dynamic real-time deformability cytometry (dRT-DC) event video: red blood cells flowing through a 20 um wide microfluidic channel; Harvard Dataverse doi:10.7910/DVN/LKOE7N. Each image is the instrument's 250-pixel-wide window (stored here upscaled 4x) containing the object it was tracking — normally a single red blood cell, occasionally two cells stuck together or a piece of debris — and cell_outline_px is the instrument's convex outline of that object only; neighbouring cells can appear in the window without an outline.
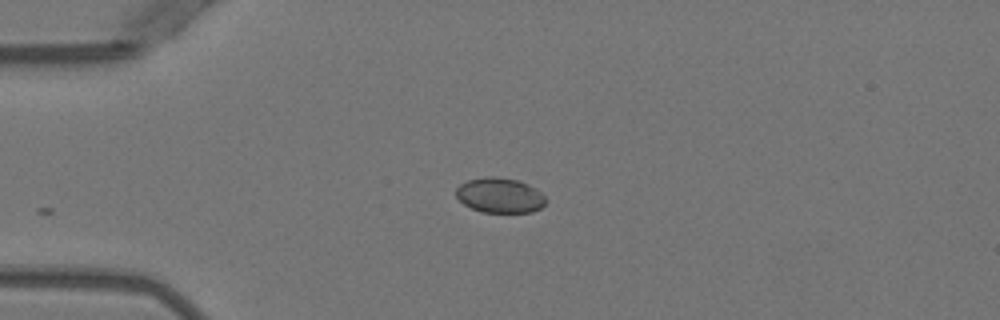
{"species": "Egyptian fruit bat (a non-hibernating species)", "species_latin": "Rousettus aegyptiacus", "temperature_condition": "warm", "stored_images_in_passage": 23, "camera_frame_rate_fps": 3000, "um_per_image_px": 0.085, "animal": {"sex": "female"}, "frame": {"image": 1, "passage_image": 1, "time_ms": 0.0, "image_size_px": [1000, 320], "cell_outline_px": [[544, 204], [540, 208], [532, 212], [480, 212], [464, 204], [456, 196], [456, 188], [460, 184], [468, 180], [484, 176], [492, 176], [516, 180], [528, 184], [536, 188], [544, 196]], "centroid_in_image_um": [42.46, 16.6], "position_along_channel_um": 42.5, "area_um2": 18.21}}
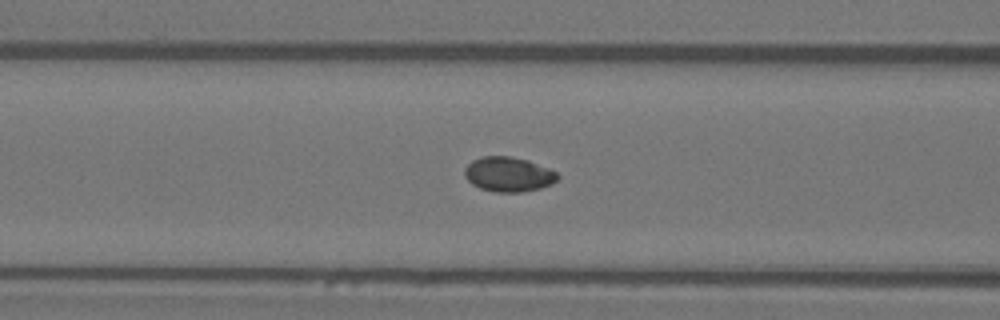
{"frame": {"image": 2, "passage_image": 9, "time_ms": 2.667, "image_size_px": [1000, 320], "cell_outline_px": [[560, 176], [552, 184], [540, 188], [520, 192], [496, 192], [480, 188], [472, 184], [464, 176], [464, 168], [472, 160], [480, 156], [508, 156], [528, 160], [548, 168], [556, 172]], "centroid_in_image_um": [43.2, 14.81], "position_along_channel_um": 123.4, "area_um2": 18.84}}
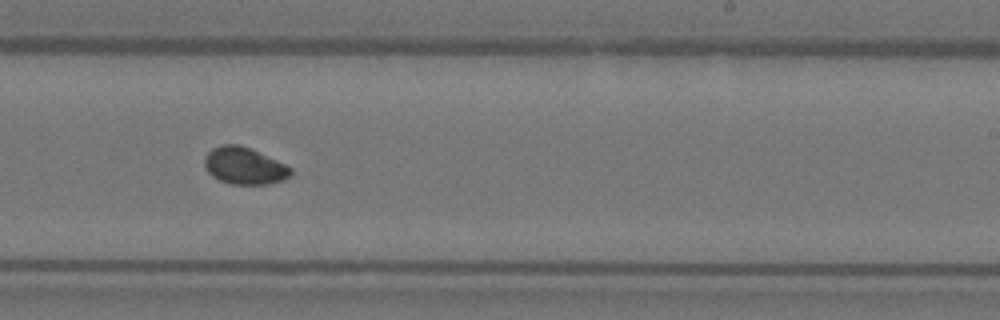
{"frame": {"image": 3, "passage_image": 20, "time_ms": 6.333, "image_size_px": [1000, 320], "cell_outline_px": [[292, 176], [284, 180], [268, 184], [232, 184], [220, 180], [212, 176], [204, 168], [204, 156], [212, 148], [220, 144], [240, 144], [252, 148], [292, 168]], "centroid_in_image_um": [20.76, 14.08], "position_along_channel_um": 268.2, "area_um2": 18.84}}